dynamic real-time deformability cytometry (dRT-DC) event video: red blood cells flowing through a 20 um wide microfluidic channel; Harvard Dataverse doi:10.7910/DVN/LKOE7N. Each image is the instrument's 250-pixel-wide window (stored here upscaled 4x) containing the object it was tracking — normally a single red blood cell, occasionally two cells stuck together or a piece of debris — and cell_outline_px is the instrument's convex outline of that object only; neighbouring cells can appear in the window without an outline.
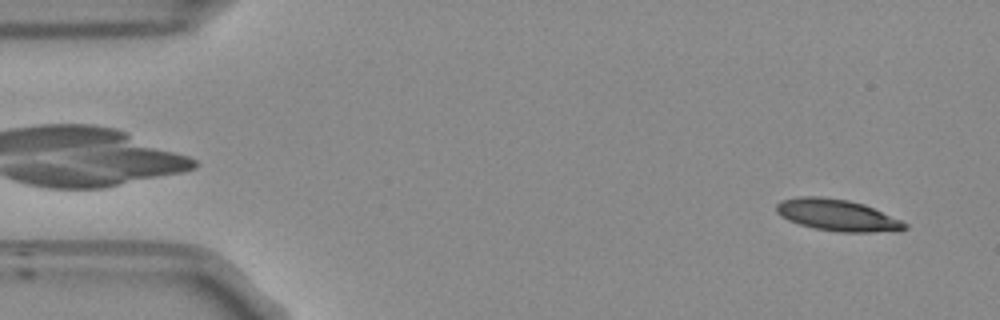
{"species": "Egyptian fruit bat (a non-hibernating species)", "species_latin": "Rousettus aegyptiacus", "temperature_condition": "room temperature", "stored_images_in_passage": 53, "camera_frame_rate_fps": 3000, "um_per_image_px": 0.085, "frame": {"image": 1, "passage_image": 3, "time_ms": 0.667, "image_size_px": [1000, 320], "cell_outline_px": [[908, 228], [900, 232], [840, 232], [816, 228], [800, 224], [788, 220], [780, 216], [776, 212], [776, 204], [780, 200], [796, 196], [820, 196], [848, 200], [864, 204], [900, 220], [908, 224]], "centroid_in_image_um": [71.17, 18.29], "position_along_channel_um": 13.8, "area_um2": 23.81}}
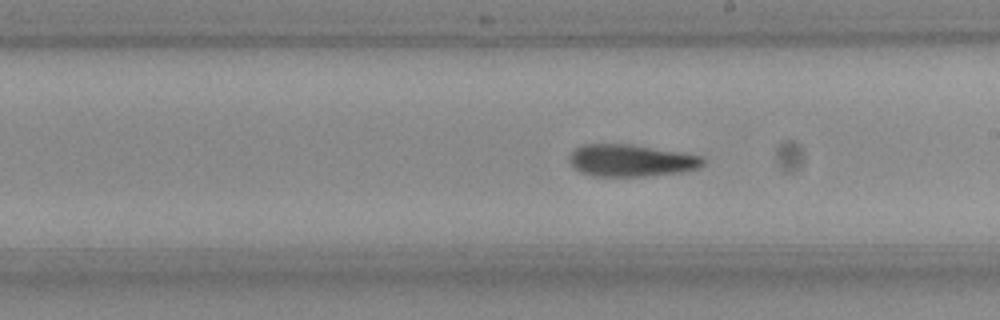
{"frame": {"image": 2, "passage_image": 29, "time_ms": 9.333, "image_size_px": [1000, 320], "cell_outline_px": [[704, 164], [696, 168], [680, 172], [648, 176], [592, 176], [580, 172], [568, 160], [572, 152], [576, 148], [584, 144], [632, 144], [700, 156], [704, 160]], "centroid_in_image_um": [53.6, 13.64], "position_along_channel_um": 235.4, "area_um2": 24.68}}
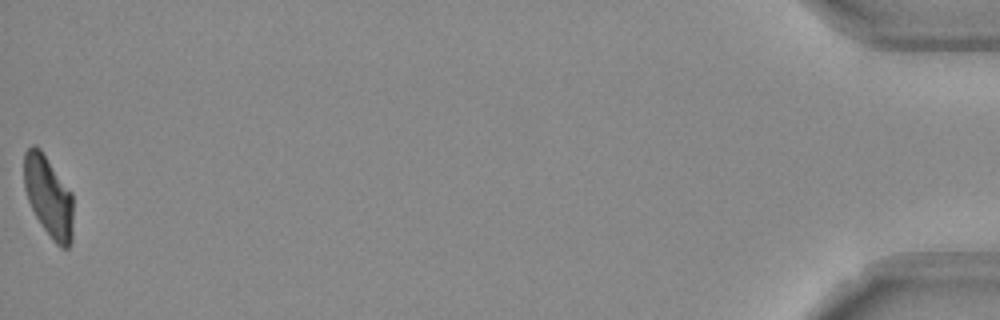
{"frame": {"image": 3, "passage_image": 53, "time_ms": 17.333, "image_size_px": [1000, 320], "cell_outline_px": [[72, 244], [68, 248], [60, 248], [52, 240], [36, 216], [28, 200], [24, 188], [24, 152], [32, 144], [36, 144], [40, 148], [72, 192]], "centroid_in_image_um": [4.13, 16.69], "position_along_channel_um": 431.1, "area_um2": 23.29}}